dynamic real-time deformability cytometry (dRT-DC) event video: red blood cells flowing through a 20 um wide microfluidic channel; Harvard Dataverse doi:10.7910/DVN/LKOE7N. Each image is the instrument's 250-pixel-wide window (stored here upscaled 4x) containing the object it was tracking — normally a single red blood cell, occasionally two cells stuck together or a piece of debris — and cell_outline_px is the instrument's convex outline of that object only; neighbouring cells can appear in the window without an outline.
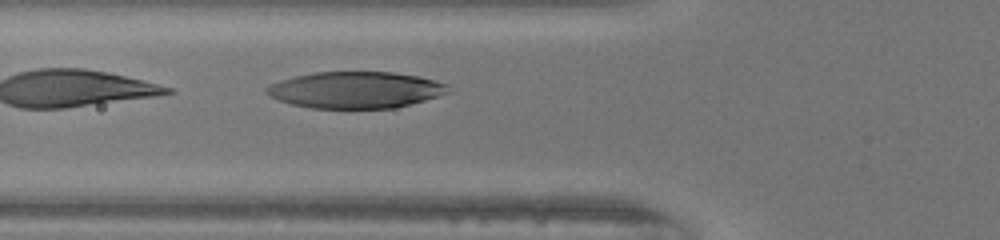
{"species": "human", "species_latin": "Homo sapiens", "temperature_condition": "warm", "stored_images_in_passage": 35, "camera_frame_rate_fps": 3000, "um_per_image_px": 0.085, "donor": {"sex": "female"}, "frame": {"image": 1, "passage_image": 13, "time_ms": 4.0, "image_size_px": [1000, 240], "cell_outline_px": [[452, 92], [396, 108], [312, 108], [292, 104], [280, 100], [264, 92], [264, 88], [280, 80], [296, 76], [316, 72], [392, 72], [416, 76], [436, 80], [448, 84]], "centroid_in_image_um": [30.26, 7.64], "position_along_channel_um": 95.5, "area_um2": 38.55}}
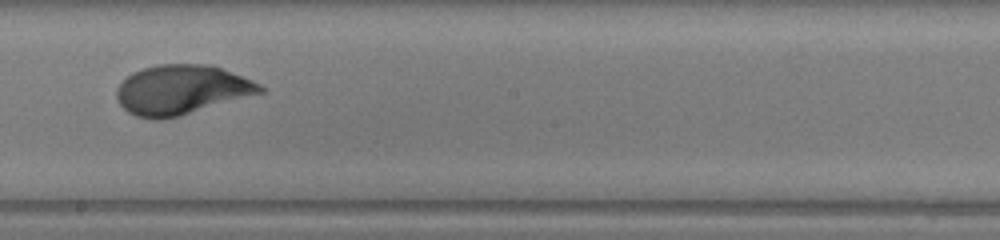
{"frame": {"image": 2, "passage_image": 23, "time_ms": 7.333, "image_size_px": [1000, 240], "cell_outline_px": [[264, 92], [176, 116], [160, 120], [152, 120], [136, 116], [128, 112], [120, 104], [116, 96], [116, 92], [120, 84], [132, 72], [144, 68], [160, 64], [208, 64], [220, 68], [252, 80], [260, 84], [264, 88]], "centroid_in_image_um": [15.4, 7.63], "position_along_channel_um": 232.8, "area_um2": 40.81}}
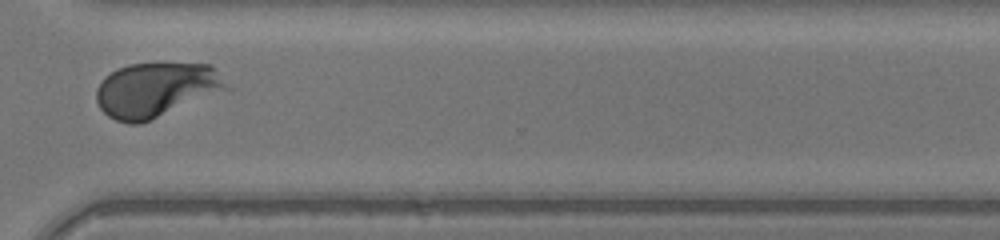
{"frame": {"image": 3, "passage_image": 32, "time_ms": 10.333, "image_size_px": [1000, 240], "cell_outline_px": [[236, 88], [140, 124], [128, 124], [116, 120], [108, 116], [100, 108], [96, 100], [96, 88], [100, 80], [104, 76], [116, 68], [128, 64], [156, 60], [212, 64]], "centroid_in_image_um": [13.37, 7.57], "position_along_channel_um": 357.2, "area_um2": 43.7}, "authors_computed_cell_mechanics": {"area_um2": 40.8068, "velocity_mm_per_s": 4.1228, "shape_relaxation_time_tau1_ms": 3.2853, "shape_relaxation_time_tau2_ms": 0.764, "deformation_change_tau1": 0.2112, "deformation_change_tau2": 0.0533}}